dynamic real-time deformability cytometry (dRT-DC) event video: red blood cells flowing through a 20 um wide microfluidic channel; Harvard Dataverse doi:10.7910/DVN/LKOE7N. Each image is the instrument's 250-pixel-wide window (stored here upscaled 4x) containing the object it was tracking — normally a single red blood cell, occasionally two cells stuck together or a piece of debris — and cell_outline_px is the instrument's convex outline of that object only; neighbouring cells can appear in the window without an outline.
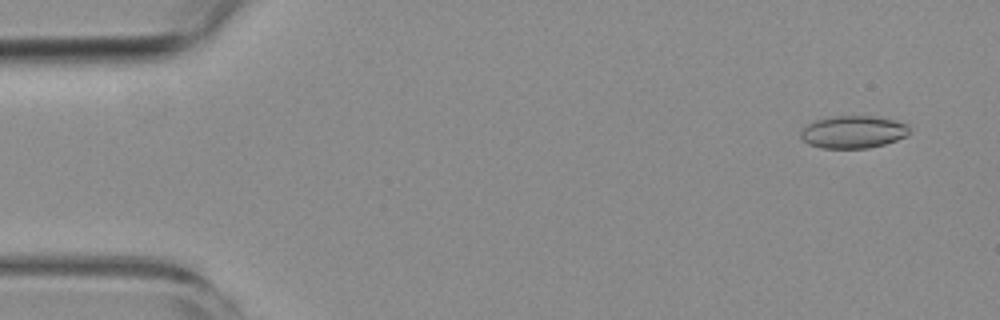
{"species": "common noctule bat (a hibernating species)", "species_latin": "Nyctalus noctula", "temperature_condition": "room temperature", "stored_images_in_passage": 53, "camera_frame_rate_fps": 3000, "um_per_image_px": 0.085, "animal": {"sex": "female", "body_mass_g": 19.3, "forearm_length_mm": 54.1}, "frame": {"image": 1, "passage_image": 1, "time_ms": 0.0, "image_size_px": [1000, 320], "cell_outline_px": [[908, 136], [884, 144], [868, 148], [820, 148], [808, 144], [800, 136], [800, 132], [808, 124], [816, 120], [832, 116], [872, 116], [892, 120], [908, 124]], "centroid_in_image_um": [72.51, 11.22], "position_along_channel_um": 12.5, "area_um2": 20.46}}
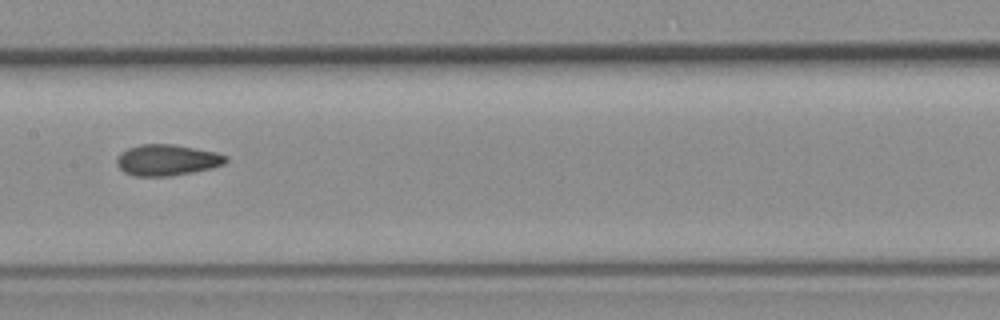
{"frame": {"image": 2, "passage_image": 25, "time_ms": 8.0, "image_size_px": [1000, 320], "cell_outline_px": [[228, 160], [224, 164], [212, 168], [192, 172], [168, 176], [136, 176], [124, 172], [116, 164], [116, 156], [120, 152], [128, 148], [140, 144], [172, 144], [216, 152], [228, 156]], "centroid_in_image_um": [14.18, 13.6], "position_along_channel_um": 193.2, "area_um2": 19.83}}
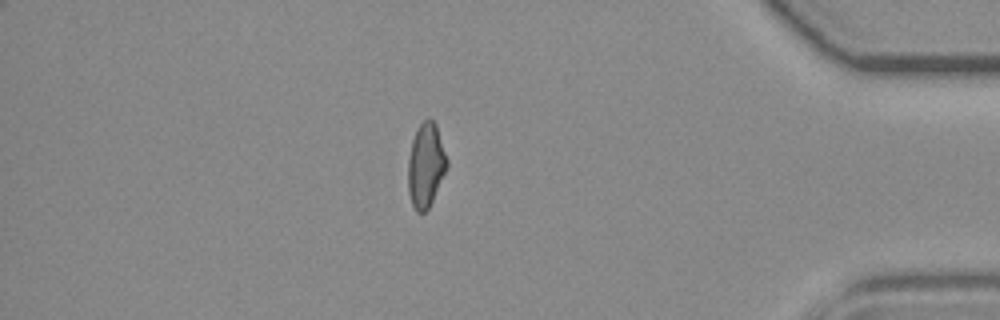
{"frame": {"image": 3, "passage_image": 45, "time_ms": 14.667, "image_size_px": [1000, 320], "cell_outline_px": [[448, 164], [432, 200], [428, 208], [424, 212], [416, 212], [412, 204], [408, 192], [408, 160], [412, 140], [416, 128], [428, 116], [436, 124], [448, 160]], "centroid_in_image_um": [36.18, 14.01], "position_along_channel_um": 399.0, "area_um2": 18.96}, "authors_computed_cell_mechanics": {"area_um2": 19.652, "velocity_mm_per_s": 3.7038, "shape_relaxation_time_tau1_ms": null, "shape_relaxation_time_tau2_ms": 2.6601, "deformation_change_tau1": null, "deformation_change_tau2": 0.0754}}